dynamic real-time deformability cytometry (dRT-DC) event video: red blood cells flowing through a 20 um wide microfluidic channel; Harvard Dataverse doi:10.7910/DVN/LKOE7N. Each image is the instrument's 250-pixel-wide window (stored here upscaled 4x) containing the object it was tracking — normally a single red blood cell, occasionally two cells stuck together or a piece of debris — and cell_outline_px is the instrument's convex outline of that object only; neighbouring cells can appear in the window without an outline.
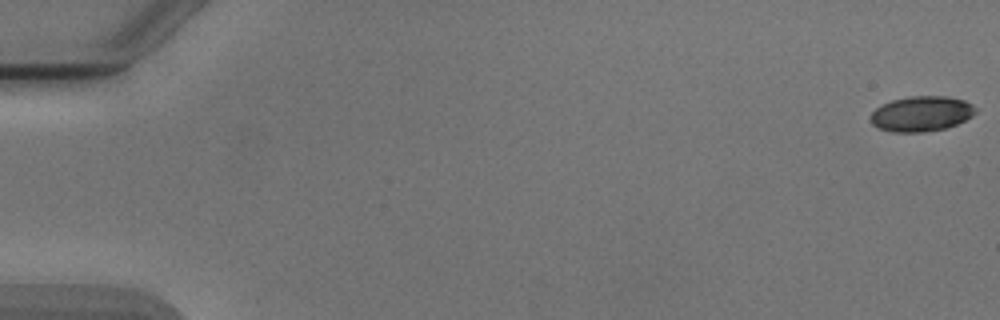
{"species": "Egyptian fruit bat (a non-hibernating species)", "species_latin": "Rousettus aegyptiacus", "temperature_condition": "cold", "stored_images_in_passage": 54, "camera_frame_rate_fps": 3000, "um_per_image_px": 0.085, "animal": {"sex": "male"}, "frame": {"image": 1, "passage_image": 1, "time_ms": 0.0, "image_size_px": [1000, 320], "cell_outline_px": [[976, 112], [972, 116], [956, 124], [944, 128], [924, 132], [892, 132], [880, 128], [872, 124], [872, 112], [876, 108], [892, 100], [908, 96], [948, 96], [964, 100], [972, 104], [976, 108]], "centroid_in_image_um": [78.34, 9.66], "position_along_channel_um": 6.7, "area_um2": 21.39}}
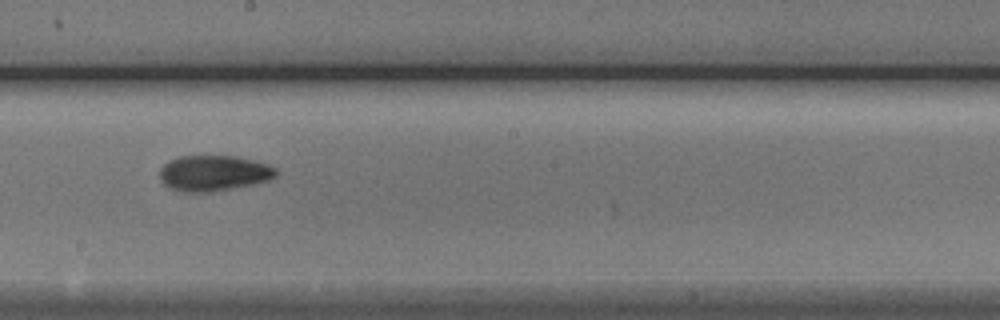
{"frame": {"image": 2, "passage_image": 31, "time_ms": 10.0, "image_size_px": [1000, 320], "cell_outline_px": [[276, 176], [268, 180], [256, 184], [212, 192], [184, 192], [172, 188], [164, 184], [160, 176], [160, 168], [168, 160], [180, 156], [236, 156], [268, 164], [276, 168]], "centroid_in_image_um": [18.17, 14.72], "position_along_channel_um": 230.0, "area_um2": 24.22}}
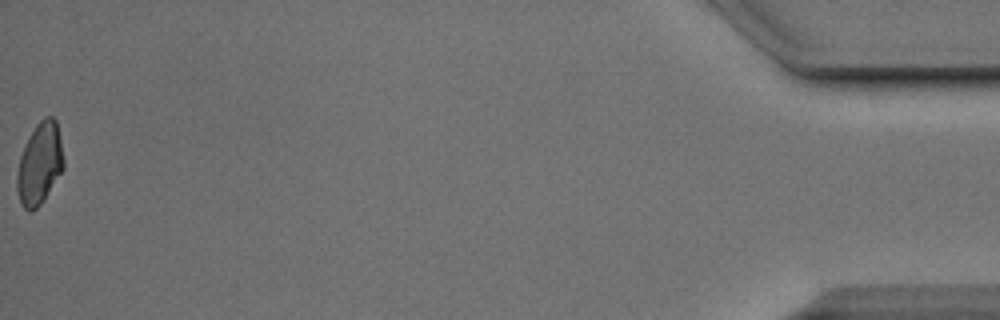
{"frame": {"image": 3, "passage_image": 54, "time_ms": 17.667, "image_size_px": [1000, 320], "cell_outline_px": [[64, 168], [44, 200], [32, 212], [28, 212], [20, 204], [16, 192], [16, 176], [20, 156], [36, 124], [44, 116], [52, 116], [56, 120], [64, 160]], "centroid_in_image_um": [3.36, 13.96], "position_along_channel_um": 431.8, "area_um2": 22.2}, "authors_computed_cell_mechanics": {"area_um2": 22.5709, "velocity_mm_per_s": 3.8926, "shape_relaxation_time_tau1_ms": 5.4423, "shape_relaxation_time_tau2_ms": 3.1133, "deformation_change_tau1": 0.1352, "deformation_change_tau2": 0.085}}